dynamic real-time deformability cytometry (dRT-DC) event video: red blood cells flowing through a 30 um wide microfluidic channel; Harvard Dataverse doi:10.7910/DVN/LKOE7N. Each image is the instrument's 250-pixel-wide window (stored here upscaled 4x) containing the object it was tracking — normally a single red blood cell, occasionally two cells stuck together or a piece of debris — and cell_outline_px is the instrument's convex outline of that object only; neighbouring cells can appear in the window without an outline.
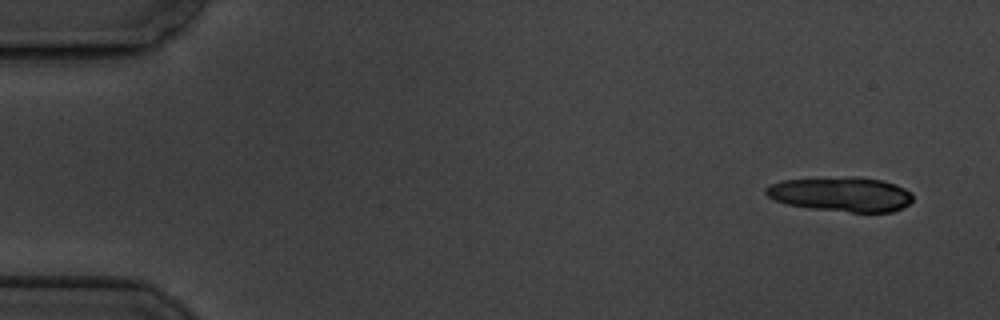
{"species": "common noctule bat (a hibernating species)", "species_latin": "Nyctalus noctula", "temperature_condition": "cold", "stored_images_in_passage": 4, "camera_frame_rate_fps": 3000, "um_per_image_px": 0.085, "animal": {"sex": "male", "body_mass_g": 19.5, "forearm_length_mm": 54.6}, "frame": {"image": 1, "passage_image": 1, "time_ms": 0.0, "image_size_px": [1000, 320], "cell_outline_px": [[912, 200], [908, 204], [892, 212], [852, 212], [812, 208], [788, 204], [776, 200], [768, 196], [764, 192], [764, 188], [768, 184], [780, 180], [852, 176], [856, 176], [880, 180], [896, 184], [912, 192]], "centroid_in_image_um": [71.48, 16.49], "position_along_channel_um": 13.5, "area_um2": 29.65}}